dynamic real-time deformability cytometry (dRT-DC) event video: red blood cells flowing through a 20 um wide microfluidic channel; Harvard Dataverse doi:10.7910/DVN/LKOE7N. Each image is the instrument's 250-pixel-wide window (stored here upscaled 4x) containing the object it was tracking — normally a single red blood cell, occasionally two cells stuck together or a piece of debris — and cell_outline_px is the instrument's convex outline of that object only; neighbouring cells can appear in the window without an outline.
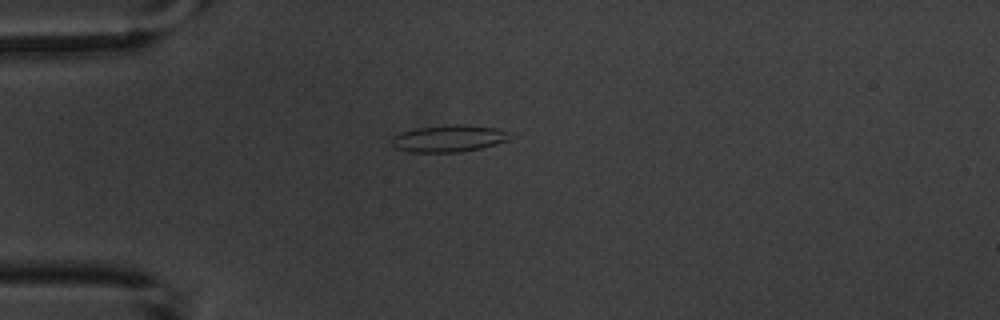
{"species": "common noctule bat (a hibernating species)", "species_latin": "Nyctalus noctula", "temperature_condition": "warm", "stored_images_in_passage": 3, "camera_frame_rate_fps": 3000, "um_per_image_px": 0.085, "animal": {"sex": "male", "body_mass_g": 20.1, "forearm_length_mm": 53.5}, "frame": {"image": 1, "passage_image": 1, "time_ms": 0.0, "image_size_px": [1000, 320], "cell_outline_px": [[516, 136], [508, 140], [496, 144], [480, 148], [460, 152], [408, 152], [396, 148], [392, 144], [392, 136], [400, 132], [416, 128], [456, 124], [460, 124], [496, 128], [512, 132]], "centroid_in_image_um": [38.2, 11.77], "position_along_channel_um": 46.8, "area_um2": 18.73}}
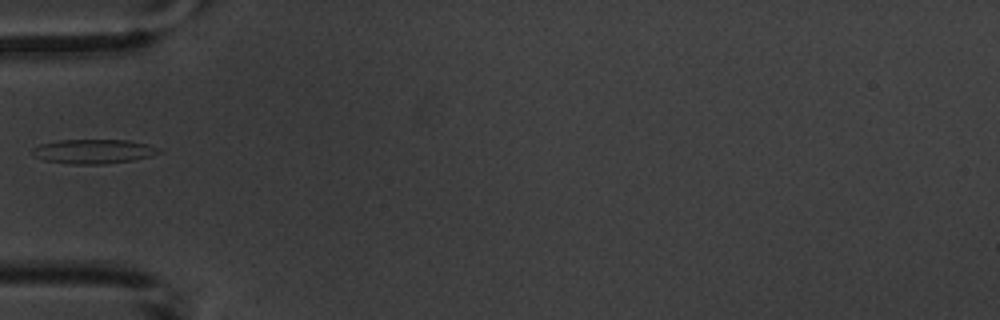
{"frame": {"image": 2, "passage_image": 2, "time_ms": 1.333, "image_size_px": [1000, 320], "cell_outline_px": [[164, 152], [152, 156], [132, 160], [104, 164], [72, 164], [44, 160], [36, 156], [32, 152], [32, 148], [40, 144], [60, 140], [128, 140], [148, 144], [160, 148]], "centroid_in_image_um": [8.01, 12.87], "position_along_channel_um": 77.0, "area_um2": 17.98}}